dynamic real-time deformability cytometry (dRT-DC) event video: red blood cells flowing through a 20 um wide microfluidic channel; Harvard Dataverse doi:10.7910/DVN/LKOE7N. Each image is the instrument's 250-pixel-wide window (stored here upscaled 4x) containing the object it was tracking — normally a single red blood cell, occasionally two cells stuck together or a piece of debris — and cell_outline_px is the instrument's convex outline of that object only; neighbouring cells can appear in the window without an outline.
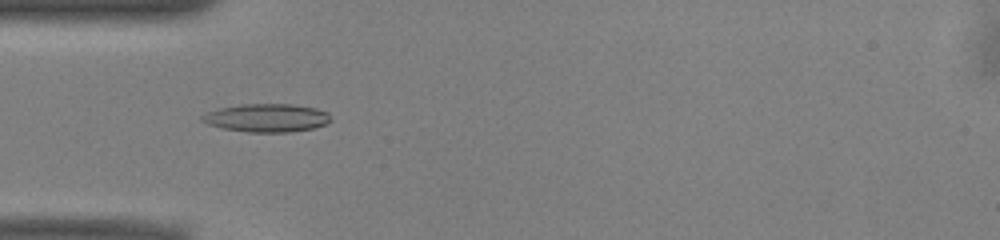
{"species": "common noctule bat (a hibernating species)", "species_latin": "Nyctalus noctula", "temperature_condition": "warm", "stored_images_in_passage": 52, "camera_frame_rate_fps": 3000, "um_per_image_px": 0.085, "animal": {"sex": "male", "body_mass_g": 13.0, "forearm_length_mm": 53.1}, "frame": {"image": 1, "passage_image": 16, "time_ms": 5.0, "image_size_px": [1000, 240], "cell_outline_px": [[332, 120], [328, 124], [312, 128], [288, 132], [248, 132], [224, 128], [208, 124], [200, 120], [200, 116], [208, 112], [220, 108], [240, 104], [292, 104], [316, 108], [328, 112]], "centroid_in_image_um": [22.7, 10.01], "position_along_channel_um": 62.3, "area_um2": 21.15}}
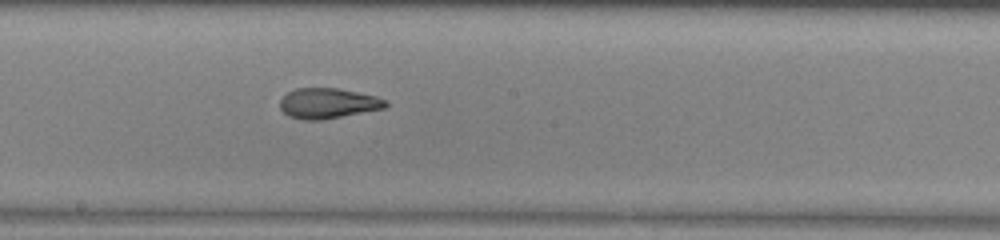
{"frame": {"image": 2, "passage_image": 28, "time_ms": 9.0, "image_size_px": [1000, 240], "cell_outline_px": [[388, 104], [384, 108], [320, 120], [304, 120], [288, 116], [280, 108], [280, 100], [288, 92], [296, 88], [336, 88], [376, 96], [384, 100]], "centroid_in_image_um": [27.83, 8.78], "position_along_channel_um": 220.4, "area_um2": 18.38}}
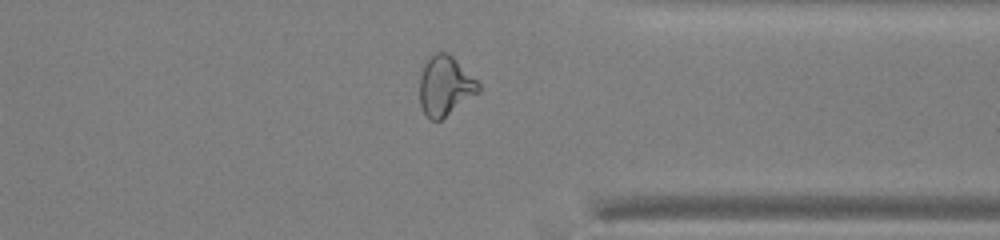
{"frame": {"image": 3, "passage_image": 40, "time_ms": 13.0, "image_size_px": [1000, 240], "cell_outline_px": [[480, 92], [440, 120], [432, 120], [424, 112], [420, 104], [420, 76], [424, 64], [428, 56], [436, 52], [448, 52], [480, 84]], "centroid_in_image_um": [37.83, 7.28], "position_along_channel_um": 373.6, "area_um2": 20.29}, "authors_computed_cell_mechanics": {"area_um2": 19.5364, "velocity_mm_per_s": 3.9716, "shape_relaxation_time_tau1_ms": 7.5076, "shape_relaxation_time_tau2_ms": 1.8636, "deformation_change_tau1": 0.2381, "deformation_change_tau2": 0.1005}}